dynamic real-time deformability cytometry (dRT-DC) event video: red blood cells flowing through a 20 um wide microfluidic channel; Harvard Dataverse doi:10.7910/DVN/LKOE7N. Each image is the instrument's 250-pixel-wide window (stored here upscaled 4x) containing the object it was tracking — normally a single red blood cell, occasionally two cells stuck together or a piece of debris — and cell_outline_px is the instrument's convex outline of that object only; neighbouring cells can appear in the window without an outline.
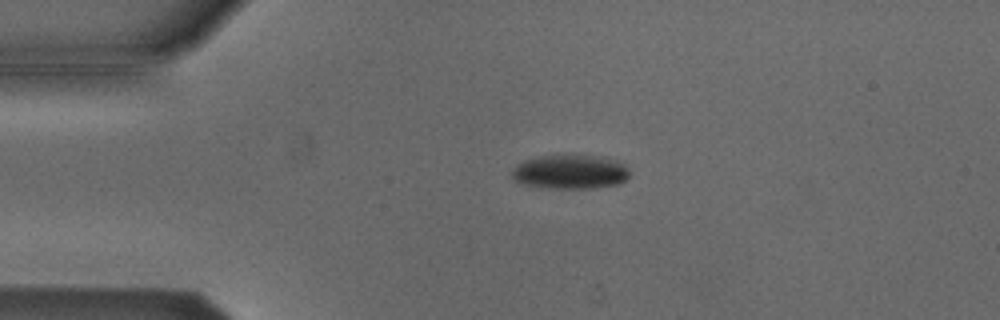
{"species": "Egyptian fruit bat (a non-hibernating species)", "species_latin": "Rousettus aegyptiacus", "temperature_condition": "cold", "stored_images_in_passage": 5, "camera_frame_rate_fps": 3000, "um_per_image_px": 0.085, "animal": {"sex": "male"}, "frame": {"image": 1, "passage_image": 4, "time_ms": 1.0, "image_size_px": [1000, 320], "cell_outline_px": [[628, 176], [624, 180], [616, 184], [588, 188], [540, 188], [520, 184], [512, 180], [512, 168], [516, 164], [524, 160], [540, 156], [604, 156], [624, 164], [628, 168]], "centroid_in_image_um": [48.39, 14.62], "position_along_channel_um": 36.6, "area_um2": 23.41}}